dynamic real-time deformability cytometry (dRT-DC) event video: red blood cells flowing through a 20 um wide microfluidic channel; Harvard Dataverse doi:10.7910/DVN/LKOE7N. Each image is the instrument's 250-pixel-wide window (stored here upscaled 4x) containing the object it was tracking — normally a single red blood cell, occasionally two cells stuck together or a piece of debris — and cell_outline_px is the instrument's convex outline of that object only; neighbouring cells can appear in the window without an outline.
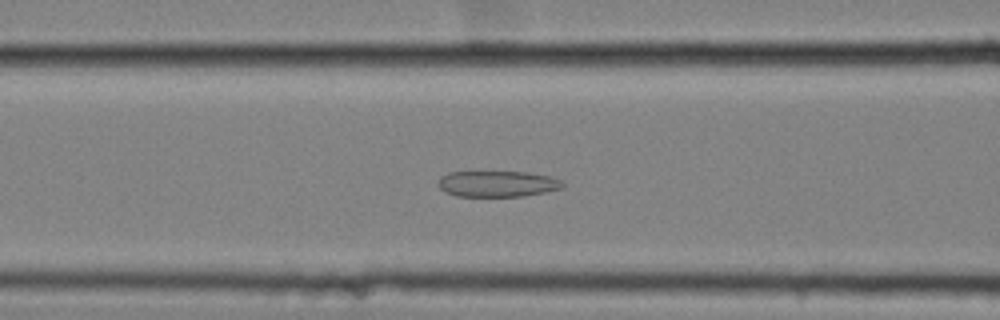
{"species": "common noctule bat (a hibernating species)", "species_latin": "Nyctalus noctula", "temperature_condition": "cold", "stored_images_in_passage": 40, "camera_frame_rate_fps": 3000, "um_per_image_px": 0.085, "animal": {"sex": "female", "body_mass_g": 25.1}, "frame": {"image": 1, "passage_image": 7, "time_ms": 2.0, "image_size_px": [1000, 320], "cell_outline_px": [[564, 188], [524, 196], [456, 196], [444, 192], [436, 184], [440, 176], [448, 172], [528, 172], [548, 176], [560, 180], [564, 184]], "centroid_in_image_um": [42.24, 15.62], "position_along_channel_um": 124.4, "area_um2": 18.96}}
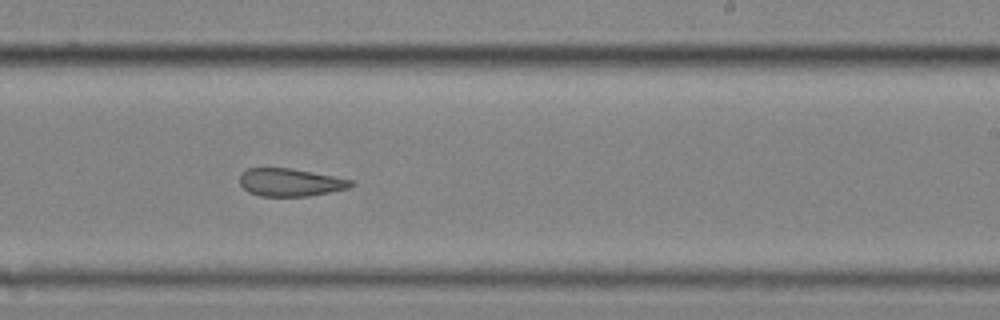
{"frame": {"image": 2, "passage_image": 19, "time_ms": 6.0, "image_size_px": [1000, 320], "cell_outline_px": [[356, 184], [348, 188], [308, 196], [260, 196], [248, 192], [240, 184], [240, 176], [248, 168], [292, 168], [352, 180]], "centroid_in_image_um": [24.67, 15.5], "position_along_channel_um": 264.3, "area_um2": 17.86}}
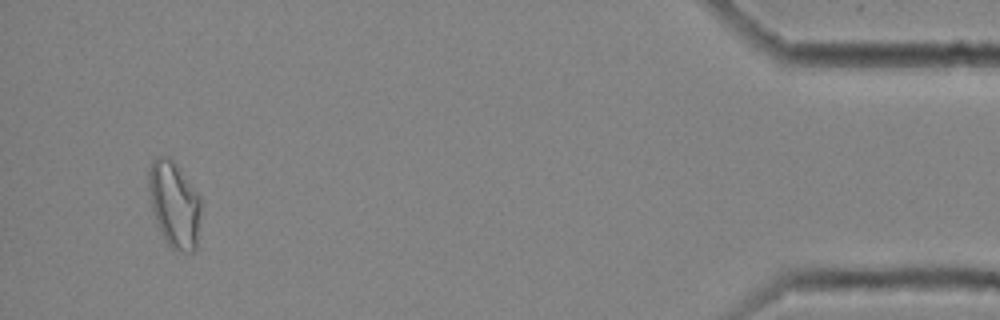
{"frame": {"image": 3, "passage_image": 38, "time_ms": 12.333, "image_size_px": [1000, 320], "cell_outline_px": [[200, 212], [196, 248], [192, 252], [180, 252], [172, 248], [164, 240], [156, 224], [152, 208], [148, 188], [148, 168], [152, 160], [156, 156], [168, 156], [180, 168], [200, 196]], "centroid_in_image_um": [14.79, 17.36], "position_along_channel_um": 420.4, "area_um2": 26.47}, "authors_computed_cell_mechanics": {"area_um2": 19.3919, "velocity_mm_per_s": 3.5089, "shape_relaxation_time_tau1_ms": null, "shape_relaxation_time_tau2_ms": 3.1059, "deformation_change_tau1": null, "deformation_change_tau2": 0.1143}}